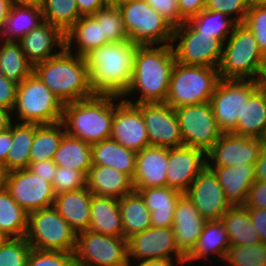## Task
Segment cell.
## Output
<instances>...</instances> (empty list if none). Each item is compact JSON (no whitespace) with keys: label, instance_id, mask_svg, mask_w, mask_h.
<instances>
[{"label":"cell","instance_id":"obj_1","mask_svg":"<svg viewBox=\"0 0 266 266\" xmlns=\"http://www.w3.org/2000/svg\"><path fill=\"white\" fill-rule=\"evenodd\" d=\"M137 47L130 40L110 42L83 56L94 94L122 97L127 92L133 77Z\"/></svg>","mask_w":266,"mask_h":266},{"label":"cell","instance_id":"obj_2","mask_svg":"<svg viewBox=\"0 0 266 266\" xmlns=\"http://www.w3.org/2000/svg\"><path fill=\"white\" fill-rule=\"evenodd\" d=\"M175 63L173 43L162 44L156 48L154 45H138L133 77L123 97L138 90L141 92V97L134 103L126 98L123 100L132 104L164 103L168 96L171 72Z\"/></svg>","mask_w":266,"mask_h":266},{"label":"cell","instance_id":"obj_3","mask_svg":"<svg viewBox=\"0 0 266 266\" xmlns=\"http://www.w3.org/2000/svg\"><path fill=\"white\" fill-rule=\"evenodd\" d=\"M60 50L57 56L35 64L33 72L63 105L93 96L84 57L73 55L72 49Z\"/></svg>","mask_w":266,"mask_h":266},{"label":"cell","instance_id":"obj_4","mask_svg":"<svg viewBox=\"0 0 266 266\" xmlns=\"http://www.w3.org/2000/svg\"><path fill=\"white\" fill-rule=\"evenodd\" d=\"M121 97L100 95L63 105L61 123L65 132L84 142L93 144L110 138L115 103Z\"/></svg>","mask_w":266,"mask_h":266},{"label":"cell","instance_id":"obj_5","mask_svg":"<svg viewBox=\"0 0 266 266\" xmlns=\"http://www.w3.org/2000/svg\"><path fill=\"white\" fill-rule=\"evenodd\" d=\"M223 44L227 45L226 48L223 46L218 66L220 79L246 80L249 76V80H255L266 57L248 27L244 23H237Z\"/></svg>","mask_w":266,"mask_h":266},{"label":"cell","instance_id":"obj_6","mask_svg":"<svg viewBox=\"0 0 266 266\" xmlns=\"http://www.w3.org/2000/svg\"><path fill=\"white\" fill-rule=\"evenodd\" d=\"M219 80L218 68L176 62L165 103L176 108L208 102Z\"/></svg>","mask_w":266,"mask_h":266},{"label":"cell","instance_id":"obj_7","mask_svg":"<svg viewBox=\"0 0 266 266\" xmlns=\"http://www.w3.org/2000/svg\"><path fill=\"white\" fill-rule=\"evenodd\" d=\"M13 110L28 124H56L61 122L63 103L47 88L34 72L18 84Z\"/></svg>","mask_w":266,"mask_h":266},{"label":"cell","instance_id":"obj_8","mask_svg":"<svg viewBox=\"0 0 266 266\" xmlns=\"http://www.w3.org/2000/svg\"><path fill=\"white\" fill-rule=\"evenodd\" d=\"M118 6L129 40L134 44L148 46L173 42L174 27L145 0H128Z\"/></svg>","mask_w":266,"mask_h":266},{"label":"cell","instance_id":"obj_9","mask_svg":"<svg viewBox=\"0 0 266 266\" xmlns=\"http://www.w3.org/2000/svg\"><path fill=\"white\" fill-rule=\"evenodd\" d=\"M25 238L33 249L74 253L77 234L52 206L28 214Z\"/></svg>","mask_w":266,"mask_h":266},{"label":"cell","instance_id":"obj_10","mask_svg":"<svg viewBox=\"0 0 266 266\" xmlns=\"http://www.w3.org/2000/svg\"><path fill=\"white\" fill-rule=\"evenodd\" d=\"M74 256L77 266H120L129 262L128 240L82 231L77 234Z\"/></svg>","mask_w":266,"mask_h":266},{"label":"cell","instance_id":"obj_11","mask_svg":"<svg viewBox=\"0 0 266 266\" xmlns=\"http://www.w3.org/2000/svg\"><path fill=\"white\" fill-rule=\"evenodd\" d=\"M179 43L174 49L176 62L185 65L218 68L223 51V42L213 35L201 34L187 21L174 27L173 42Z\"/></svg>","mask_w":266,"mask_h":266},{"label":"cell","instance_id":"obj_12","mask_svg":"<svg viewBox=\"0 0 266 266\" xmlns=\"http://www.w3.org/2000/svg\"><path fill=\"white\" fill-rule=\"evenodd\" d=\"M174 109L184 146L207 153L223 133L217 125L210 101Z\"/></svg>","mask_w":266,"mask_h":266},{"label":"cell","instance_id":"obj_13","mask_svg":"<svg viewBox=\"0 0 266 266\" xmlns=\"http://www.w3.org/2000/svg\"><path fill=\"white\" fill-rule=\"evenodd\" d=\"M256 89L255 80H219L210 103L217 125L223 133H230L235 129L243 104Z\"/></svg>","mask_w":266,"mask_h":266},{"label":"cell","instance_id":"obj_14","mask_svg":"<svg viewBox=\"0 0 266 266\" xmlns=\"http://www.w3.org/2000/svg\"><path fill=\"white\" fill-rule=\"evenodd\" d=\"M2 185L28 214L54 204L52 184L28 168L3 173Z\"/></svg>","mask_w":266,"mask_h":266},{"label":"cell","instance_id":"obj_15","mask_svg":"<svg viewBox=\"0 0 266 266\" xmlns=\"http://www.w3.org/2000/svg\"><path fill=\"white\" fill-rule=\"evenodd\" d=\"M128 240V258L139 261L149 259H173L174 253L177 264H184L186 257L176 246L174 230L151 226L143 232L132 235ZM179 262V263H178Z\"/></svg>","mask_w":266,"mask_h":266},{"label":"cell","instance_id":"obj_16","mask_svg":"<svg viewBox=\"0 0 266 266\" xmlns=\"http://www.w3.org/2000/svg\"><path fill=\"white\" fill-rule=\"evenodd\" d=\"M142 111L150 146H184L175 109L167 103L136 104Z\"/></svg>","mask_w":266,"mask_h":266},{"label":"cell","instance_id":"obj_17","mask_svg":"<svg viewBox=\"0 0 266 266\" xmlns=\"http://www.w3.org/2000/svg\"><path fill=\"white\" fill-rule=\"evenodd\" d=\"M206 220H220L232 207L217 176L207 166L184 193Z\"/></svg>","mask_w":266,"mask_h":266},{"label":"cell","instance_id":"obj_18","mask_svg":"<svg viewBox=\"0 0 266 266\" xmlns=\"http://www.w3.org/2000/svg\"><path fill=\"white\" fill-rule=\"evenodd\" d=\"M110 138L135 152L150 146L142 111L136 104L123 99L115 104Z\"/></svg>","mask_w":266,"mask_h":266},{"label":"cell","instance_id":"obj_19","mask_svg":"<svg viewBox=\"0 0 266 266\" xmlns=\"http://www.w3.org/2000/svg\"><path fill=\"white\" fill-rule=\"evenodd\" d=\"M262 151L259 138L222 133L218 141L206 153L207 166H232L244 163L255 165ZM209 162V163H208Z\"/></svg>","mask_w":266,"mask_h":266},{"label":"cell","instance_id":"obj_20","mask_svg":"<svg viewBox=\"0 0 266 266\" xmlns=\"http://www.w3.org/2000/svg\"><path fill=\"white\" fill-rule=\"evenodd\" d=\"M206 153L198 148H168L166 186L185 193L207 166Z\"/></svg>","mask_w":266,"mask_h":266},{"label":"cell","instance_id":"obj_21","mask_svg":"<svg viewBox=\"0 0 266 266\" xmlns=\"http://www.w3.org/2000/svg\"><path fill=\"white\" fill-rule=\"evenodd\" d=\"M206 222L196 206L183 193L176 203L172 229L176 246L185 257L195 248Z\"/></svg>","mask_w":266,"mask_h":266},{"label":"cell","instance_id":"obj_22","mask_svg":"<svg viewBox=\"0 0 266 266\" xmlns=\"http://www.w3.org/2000/svg\"><path fill=\"white\" fill-rule=\"evenodd\" d=\"M27 60L34 66L39 62L46 61L57 56L53 53L54 46L65 48V34L47 21H43L17 41ZM53 53V54H52Z\"/></svg>","mask_w":266,"mask_h":266},{"label":"cell","instance_id":"obj_23","mask_svg":"<svg viewBox=\"0 0 266 266\" xmlns=\"http://www.w3.org/2000/svg\"><path fill=\"white\" fill-rule=\"evenodd\" d=\"M168 148L149 146L137 152L134 188L166 186Z\"/></svg>","mask_w":266,"mask_h":266},{"label":"cell","instance_id":"obj_24","mask_svg":"<svg viewBox=\"0 0 266 266\" xmlns=\"http://www.w3.org/2000/svg\"><path fill=\"white\" fill-rule=\"evenodd\" d=\"M217 176L227 201L231 206H244L253 182L255 167L252 164H236L232 166H207Z\"/></svg>","mask_w":266,"mask_h":266},{"label":"cell","instance_id":"obj_25","mask_svg":"<svg viewBox=\"0 0 266 266\" xmlns=\"http://www.w3.org/2000/svg\"><path fill=\"white\" fill-rule=\"evenodd\" d=\"M92 196L87 187L55 195L53 207L76 234L89 229Z\"/></svg>","mask_w":266,"mask_h":266},{"label":"cell","instance_id":"obj_26","mask_svg":"<svg viewBox=\"0 0 266 266\" xmlns=\"http://www.w3.org/2000/svg\"><path fill=\"white\" fill-rule=\"evenodd\" d=\"M134 190L141 195L149 209L153 227L169 228L173 226L176 203L183 193L168 186L134 188Z\"/></svg>","mask_w":266,"mask_h":266},{"label":"cell","instance_id":"obj_27","mask_svg":"<svg viewBox=\"0 0 266 266\" xmlns=\"http://www.w3.org/2000/svg\"><path fill=\"white\" fill-rule=\"evenodd\" d=\"M86 187L96 196L120 199L134 190L132 179L108 166L92 165L86 176Z\"/></svg>","mask_w":266,"mask_h":266},{"label":"cell","instance_id":"obj_28","mask_svg":"<svg viewBox=\"0 0 266 266\" xmlns=\"http://www.w3.org/2000/svg\"><path fill=\"white\" fill-rule=\"evenodd\" d=\"M92 165L110 166L128 175L135 174L137 152L132 151L112 138L91 144Z\"/></svg>","mask_w":266,"mask_h":266},{"label":"cell","instance_id":"obj_29","mask_svg":"<svg viewBox=\"0 0 266 266\" xmlns=\"http://www.w3.org/2000/svg\"><path fill=\"white\" fill-rule=\"evenodd\" d=\"M92 232L124 237L118 199L106 196H92L90 226Z\"/></svg>","mask_w":266,"mask_h":266},{"label":"cell","instance_id":"obj_30","mask_svg":"<svg viewBox=\"0 0 266 266\" xmlns=\"http://www.w3.org/2000/svg\"><path fill=\"white\" fill-rule=\"evenodd\" d=\"M230 240L223 221L207 220L195 248L186 257L185 263L205 259L214 253L225 260Z\"/></svg>","mask_w":266,"mask_h":266},{"label":"cell","instance_id":"obj_31","mask_svg":"<svg viewBox=\"0 0 266 266\" xmlns=\"http://www.w3.org/2000/svg\"><path fill=\"white\" fill-rule=\"evenodd\" d=\"M266 127V96L256 89L243 104L241 117L231 132L238 136L259 138Z\"/></svg>","mask_w":266,"mask_h":266},{"label":"cell","instance_id":"obj_32","mask_svg":"<svg viewBox=\"0 0 266 266\" xmlns=\"http://www.w3.org/2000/svg\"><path fill=\"white\" fill-rule=\"evenodd\" d=\"M118 205L125 239L152 226L150 211L136 190L118 199Z\"/></svg>","mask_w":266,"mask_h":266},{"label":"cell","instance_id":"obj_33","mask_svg":"<svg viewBox=\"0 0 266 266\" xmlns=\"http://www.w3.org/2000/svg\"><path fill=\"white\" fill-rule=\"evenodd\" d=\"M73 40L78 44L75 54L82 57L90 50L103 46L105 36H103L102 23H98L92 15L81 16L65 33L66 49H71Z\"/></svg>","mask_w":266,"mask_h":266},{"label":"cell","instance_id":"obj_34","mask_svg":"<svg viewBox=\"0 0 266 266\" xmlns=\"http://www.w3.org/2000/svg\"><path fill=\"white\" fill-rule=\"evenodd\" d=\"M53 161L59 167L81 171L87 176L92 166L91 144L65 133Z\"/></svg>","mask_w":266,"mask_h":266},{"label":"cell","instance_id":"obj_35","mask_svg":"<svg viewBox=\"0 0 266 266\" xmlns=\"http://www.w3.org/2000/svg\"><path fill=\"white\" fill-rule=\"evenodd\" d=\"M229 236L230 246L253 245L261 242L245 206H232L221 219Z\"/></svg>","mask_w":266,"mask_h":266},{"label":"cell","instance_id":"obj_36","mask_svg":"<svg viewBox=\"0 0 266 266\" xmlns=\"http://www.w3.org/2000/svg\"><path fill=\"white\" fill-rule=\"evenodd\" d=\"M43 21L41 8L11 5L4 28L0 32V38L17 42Z\"/></svg>","mask_w":266,"mask_h":266},{"label":"cell","instance_id":"obj_37","mask_svg":"<svg viewBox=\"0 0 266 266\" xmlns=\"http://www.w3.org/2000/svg\"><path fill=\"white\" fill-rule=\"evenodd\" d=\"M28 227V213L12 198L6 188L0 185V231L9 238L25 237Z\"/></svg>","mask_w":266,"mask_h":266},{"label":"cell","instance_id":"obj_38","mask_svg":"<svg viewBox=\"0 0 266 266\" xmlns=\"http://www.w3.org/2000/svg\"><path fill=\"white\" fill-rule=\"evenodd\" d=\"M34 133L35 124H12V147L6 158V173L29 167Z\"/></svg>","mask_w":266,"mask_h":266},{"label":"cell","instance_id":"obj_39","mask_svg":"<svg viewBox=\"0 0 266 266\" xmlns=\"http://www.w3.org/2000/svg\"><path fill=\"white\" fill-rule=\"evenodd\" d=\"M0 47V74L19 84L33 72V65L18 42L4 40Z\"/></svg>","mask_w":266,"mask_h":266},{"label":"cell","instance_id":"obj_40","mask_svg":"<svg viewBox=\"0 0 266 266\" xmlns=\"http://www.w3.org/2000/svg\"><path fill=\"white\" fill-rule=\"evenodd\" d=\"M60 129V130H59ZM61 122L56 124H35L31 146L30 162L51 160L66 133Z\"/></svg>","mask_w":266,"mask_h":266},{"label":"cell","instance_id":"obj_41","mask_svg":"<svg viewBox=\"0 0 266 266\" xmlns=\"http://www.w3.org/2000/svg\"><path fill=\"white\" fill-rule=\"evenodd\" d=\"M187 22L198 32L220 39L223 43L232 34L236 18H227L222 12H214L204 9L199 14L191 17ZM231 32V33H230Z\"/></svg>","mask_w":266,"mask_h":266},{"label":"cell","instance_id":"obj_42","mask_svg":"<svg viewBox=\"0 0 266 266\" xmlns=\"http://www.w3.org/2000/svg\"><path fill=\"white\" fill-rule=\"evenodd\" d=\"M43 20L59 28L64 34L81 17L76 0H43Z\"/></svg>","mask_w":266,"mask_h":266},{"label":"cell","instance_id":"obj_43","mask_svg":"<svg viewBox=\"0 0 266 266\" xmlns=\"http://www.w3.org/2000/svg\"><path fill=\"white\" fill-rule=\"evenodd\" d=\"M98 23H102L105 44L129 40L121 10L118 5L109 2L97 13L92 15Z\"/></svg>","mask_w":266,"mask_h":266},{"label":"cell","instance_id":"obj_44","mask_svg":"<svg viewBox=\"0 0 266 266\" xmlns=\"http://www.w3.org/2000/svg\"><path fill=\"white\" fill-rule=\"evenodd\" d=\"M225 262L230 266H266V244L230 246Z\"/></svg>","mask_w":266,"mask_h":266},{"label":"cell","instance_id":"obj_45","mask_svg":"<svg viewBox=\"0 0 266 266\" xmlns=\"http://www.w3.org/2000/svg\"><path fill=\"white\" fill-rule=\"evenodd\" d=\"M31 249L25 237L8 238L0 247V266H26Z\"/></svg>","mask_w":266,"mask_h":266},{"label":"cell","instance_id":"obj_46","mask_svg":"<svg viewBox=\"0 0 266 266\" xmlns=\"http://www.w3.org/2000/svg\"><path fill=\"white\" fill-rule=\"evenodd\" d=\"M243 23L253 33L259 49L266 57V4L252 2Z\"/></svg>","mask_w":266,"mask_h":266},{"label":"cell","instance_id":"obj_47","mask_svg":"<svg viewBox=\"0 0 266 266\" xmlns=\"http://www.w3.org/2000/svg\"><path fill=\"white\" fill-rule=\"evenodd\" d=\"M26 266H77L74 253L31 249Z\"/></svg>","mask_w":266,"mask_h":266},{"label":"cell","instance_id":"obj_48","mask_svg":"<svg viewBox=\"0 0 266 266\" xmlns=\"http://www.w3.org/2000/svg\"><path fill=\"white\" fill-rule=\"evenodd\" d=\"M52 187L55 195L85 188L86 175L81 171L58 166Z\"/></svg>","mask_w":266,"mask_h":266},{"label":"cell","instance_id":"obj_49","mask_svg":"<svg viewBox=\"0 0 266 266\" xmlns=\"http://www.w3.org/2000/svg\"><path fill=\"white\" fill-rule=\"evenodd\" d=\"M252 0H205V9L222 12L228 17L236 15V23H243L250 8Z\"/></svg>","mask_w":266,"mask_h":266},{"label":"cell","instance_id":"obj_50","mask_svg":"<svg viewBox=\"0 0 266 266\" xmlns=\"http://www.w3.org/2000/svg\"><path fill=\"white\" fill-rule=\"evenodd\" d=\"M154 10L165 18L173 27L183 24L186 20L181 16L178 0H145Z\"/></svg>","mask_w":266,"mask_h":266},{"label":"cell","instance_id":"obj_51","mask_svg":"<svg viewBox=\"0 0 266 266\" xmlns=\"http://www.w3.org/2000/svg\"><path fill=\"white\" fill-rule=\"evenodd\" d=\"M18 84L0 74V106L13 111Z\"/></svg>","mask_w":266,"mask_h":266},{"label":"cell","instance_id":"obj_52","mask_svg":"<svg viewBox=\"0 0 266 266\" xmlns=\"http://www.w3.org/2000/svg\"><path fill=\"white\" fill-rule=\"evenodd\" d=\"M246 208H266V181H254L246 199Z\"/></svg>","mask_w":266,"mask_h":266},{"label":"cell","instance_id":"obj_53","mask_svg":"<svg viewBox=\"0 0 266 266\" xmlns=\"http://www.w3.org/2000/svg\"><path fill=\"white\" fill-rule=\"evenodd\" d=\"M57 164L51 160H43L38 162H30L28 169L36 175L44 178L51 184L57 171Z\"/></svg>","mask_w":266,"mask_h":266},{"label":"cell","instance_id":"obj_54","mask_svg":"<svg viewBox=\"0 0 266 266\" xmlns=\"http://www.w3.org/2000/svg\"><path fill=\"white\" fill-rule=\"evenodd\" d=\"M252 225L260 234L261 242L266 244V208H247Z\"/></svg>","mask_w":266,"mask_h":266},{"label":"cell","instance_id":"obj_55","mask_svg":"<svg viewBox=\"0 0 266 266\" xmlns=\"http://www.w3.org/2000/svg\"><path fill=\"white\" fill-rule=\"evenodd\" d=\"M181 16L187 21L205 9V0H178Z\"/></svg>","mask_w":266,"mask_h":266},{"label":"cell","instance_id":"obj_56","mask_svg":"<svg viewBox=\"0 0 266 266\" xmlns=\"http://www.w3.org/2000/svg\"><path fill=\"white\" fill-rule=\"evenodd\" d=\"M12 125L9 129L0 132V170L6 173V158L12 147Z\"/></svg>","mask_w":266,"mask_h":266},{"label":"cell","instance_id":"obj_57","mask_svg":"<svg viewBox=\"0 0 266 266\" xmlns=\"http://www.w3.org/2000/svg\"><path fill=\"white\" fill-rule=\"evenodd\" d=\"M109 2L110 0H76L81 16L94 15Z\"/></svg>","mask_w":266,"mask_h":266},{"label":"cell","instance_id":"obj_58","mask_svg":"<svg viewBox=\"0 0 266 266\" xmlns=\"http://www.w3.org/2000/svg\"><path fill=\"white\" fill-rule=\"evenodd\" d=\"M255 180L266 181V149H262L259 159L255 162Z\"/></svg>","mask_w":266,"mask_h":266},{"label":"cell","instance_id":"obj_59","mask_svg":"<svg viewBox=\"0 0 266 266\" xmlns=\"http://www.w3.org/2000/svg\"><path fill=\"white\" fill-rule=\"evenodd\" d=\"M12 110H9L7 108L0 106V132L5 131L9 129L12 125V117L13 112H10Z\"/></svg>","mask_w":266,"mask_h":266},{"label":"cell","instance_id":"obj_60","mask_svg":"<svg viewBox=\"0 0 266 266\" xmlns=\"http://www.w3.org/2000/svg\"><path fill=\"white\" fill-rule=\"evenodd\" d=\"M258 78H255L257 89L266 96V62L262 65L257 74Z\"/></svg>","mask_w":266,"mask_h":266},{"label":"cell","instance_id":"obj_61","mask_svg":"<svg viewBox=\"0 0 266 266\" xmlns=\"http://www.w3.org/2000/svg\"><path fill=\"white\" fill-rule=\"evenodd\" d=\"M11 5L10 0H0V32L4 28Z\"/></svg>","mask_w":266,"mask_h":266},{"label":"cell","instance_id":"obj_62","mask_svg":"<svg viewBox=\"0 0 266 266\" xmlns=\"http://www.w3.org/2000/svg\"><path fill=\"white\" fill-rule=\"evenodd\" d=\"M171 259H149L140 261L136 266H175Z\"/></svg>","mask_w":266,"mask_h":266},{"label":"cell","instance_id":"obj_63","mask_svg":"<svg viewBox=\"0 0 266 266\" xmlns=\"http://www.w3.org/2000/svg\"><path fill=\"white\" fill-rule=\"evenodd\" d=\"M12 5L41 8L43 0H10Z\"/></svg>","mask_w":266,"mask_h":266},{"label":"cell","instance_id":"obj_64","mask_svg":"<svg viewBox=\"0 0 266 266\" xmlns=\"http://www.w3.org/2000/svg\"><path fill=\"white\" fill-rule=\"evenodd\" d=\"M261 147L262 149H266V127L262 133V135L259 137Z\"/></svg>","mask_w":266,"mask_h":266},{"label":"cell","instance_id":"obj_65","mask_svg":"<svg viewBox=\"0 0 266 266\" xmlns=\"http://www.w3.org/2000/svg\"><path fill=\"white\" fill-rule=\"evenodd\" d=\"M9 237H7L3 232L0 231V247L3 245V243L8 239Z\"/></svg>","mask_w":266,"mask_h":266},{"label":"cell","instance_id":"obj_66","mask_svg":"<svg viewBox=\"0 0 266 266\" xmlns=\"http://www.w3.org/2000/svg\"><path fill=\"white\" fill-rule=\"evenodd\" d=\"M125 1H128V0H110L111 3L116 4V5H118L122 2H125Z\"/></svg>","mask_w":266,"mask_h":266},{"label":"cell","instance_id":"obj_67","mask_svg":"<svg viewBox=\"0 0 266 266\" xmlns=\"http://www.w3.org/2000/svg\"><path fill=\"white\" fill-rule=\"evenodd\" d=\"M254 3L266 4V0H252Z\"/></svg>","mask_w":266,"mask_h":266},{"label":"cell","instance_id":"obj_68","mask_svg":"<svg viewBox=\"0 0 266 266\" xmlns=\"http://www.w3.org/2000/svg\"><path fill=\"white\" fill-rule=\"evenodd\" d=\"M2 184V173H1V170H0V185Z\"/></svg>","mask_w":266,"mask_h":266},{"label":"cell","instance_id":"obj_69","mask_svg":"<svg viewBox=\"0 0 266 266\" xmlns=\"http://www.w3.org/2000/svg\"><path fill=\"white\" fill-rule=\"evenodd\" d=\"M130 264H131V262H128V263L120 265V266H131Z\"/></svg>","mask_w":266,"mask_h":266}]
</instances>
